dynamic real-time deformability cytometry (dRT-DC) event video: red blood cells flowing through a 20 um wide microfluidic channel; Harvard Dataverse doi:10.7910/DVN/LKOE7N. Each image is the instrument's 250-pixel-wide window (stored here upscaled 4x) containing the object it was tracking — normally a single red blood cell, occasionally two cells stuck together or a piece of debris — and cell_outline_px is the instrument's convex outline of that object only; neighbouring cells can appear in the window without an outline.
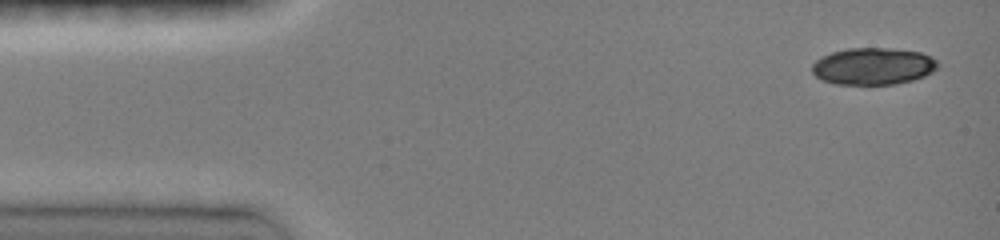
{"species": "common noctule bat (a hibernating species)", "species_latin": "Nyctalus noctula", "temperature_condition": "room temperature", "stored_images_in_passage": 8, "camera_frame_rate_fps": 3000, "um_per_image_px": 0.085, "animal": {"sex": "female", "body_mass_g": 19.0, "forearm_length_mm": 51.5}, "frame": {"image": 1, "passage_image": 1, "time_ms": 0.0, "image_size_px": [1000, 240], "cell_outline_px": [[940, 64], [932, 72], [924, 76], [912, 80], [896, 84], [836, 84], [824, 80], [816, 76], [812, 72], [812, 64], [816, 60], [832, 52], [848, 48], [892, 48], [920, 52], [932, 56]], "centroid_in_image_um": [74.25, 5.62], "position_along_channel_um": 10.8, "area_um2": 27.05}}